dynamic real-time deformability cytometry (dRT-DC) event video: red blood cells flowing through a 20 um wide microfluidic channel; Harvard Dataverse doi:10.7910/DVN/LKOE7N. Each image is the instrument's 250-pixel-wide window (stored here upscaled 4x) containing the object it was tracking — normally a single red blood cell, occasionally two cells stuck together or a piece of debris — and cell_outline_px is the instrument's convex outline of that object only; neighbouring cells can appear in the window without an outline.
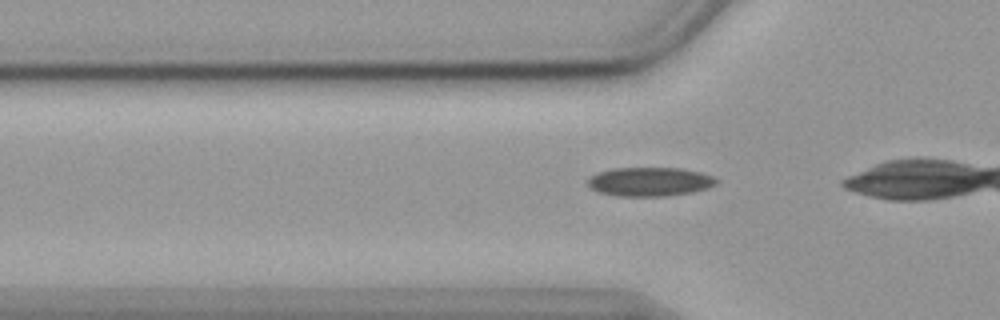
{"species": "common noctule bat (a hibernating species)", "species_latin": "Nyctalus noctula", "temperature_condition": "cold", "stored_images_in_passage": 23, "camera_frame_rate_fps": 3000, "um_per_image_px": 0.085, "animal": {"sex": "female", "body_mass_g": 19.9}, "frame": {"image": 1, "passage_image": 10, "time_ms": 3.0, "image_size_px": [1000, 320], "cell_outline_px": [[720, 180], [716, 184], [708, 188], [692, 192], [664, 196], [616, 196], [596, 192], [588, 184], [588, 180], [592, 176], [600, 172], [612, 168], [680, 168], [700, 172], [712, 176]], "centroid_in_image_um": [55.25, 15.45], "position_along_channel_um": 70.6, "area_um2": 21.68}}
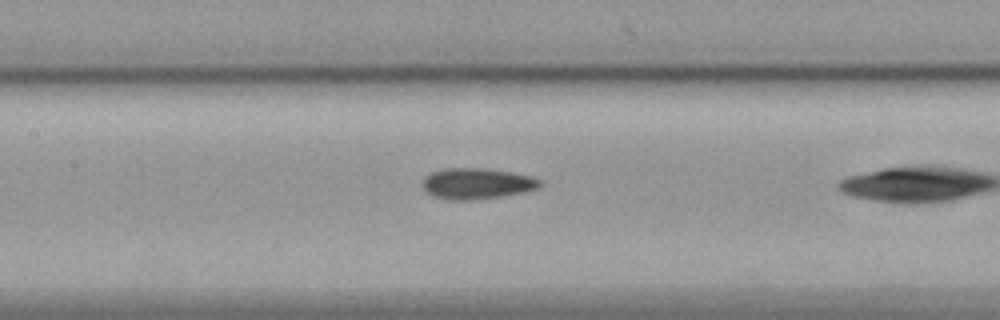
{"frame": {"image": 2, "passage_image": 18, "time_ms": 5.667, "image_size_px": [1000, 320], "cell_outline_px": [[544, 184], [540, 188], [528, 192], [504, 196], [472, 200], [448, 200], [432, 196], [424, 188], [424, 180], [432, 172], [448, 168], [484, 168], [512, 172], [532, 176], [544, 180]], "centroid_in_image_um": [40.66, 15.61], "position_along_channel_um": 166.7, "area_um2": 21.44}}
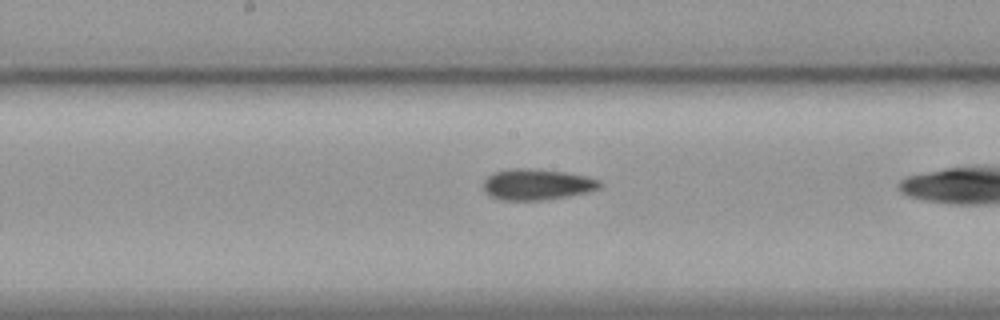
{"frame": {"image": 3, "passage_image": 21, "time_ms": 6.667, "image_size_px": [1000, 320], "cell_outline_px": [[604, 184], [600, 188], [588, 192], [568, 196], [540, 200], [500, 200], [484, 192], [484, 180], [492, 172], [512, 168], [528, 168], [564, 172], [588, 176], [600, 180]], "centroid_in_image_um": [45.66, 15.67], "position_along_channel_um": 202.5, "area_um2": 21.15}}